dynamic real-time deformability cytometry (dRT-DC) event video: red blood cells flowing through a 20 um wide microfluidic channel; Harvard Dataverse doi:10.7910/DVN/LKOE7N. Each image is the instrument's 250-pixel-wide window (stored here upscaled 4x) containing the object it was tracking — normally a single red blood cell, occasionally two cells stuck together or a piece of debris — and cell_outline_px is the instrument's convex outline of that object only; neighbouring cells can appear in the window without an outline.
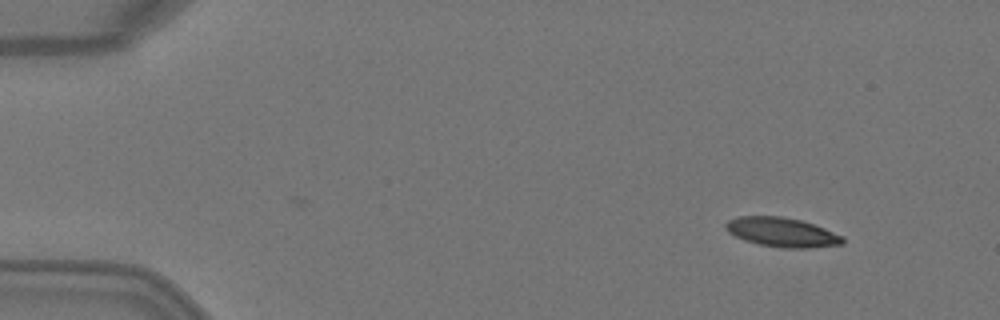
{"species": "Egyptian fruit bat (a non-hibernating species)", "species_latin": "Rousettus aegyptiacus", "temperature_condition": "warm", "stored_images_in_passage": 3, "camera_frame_rate_fps": 3000, "um_per_image_px": 0.085, "animal": {"sex": "female"}, "frame": {"image": 1, "passage_image": 3, "time_ms": 0.667, "image_size_px": [1000, 320], "cell_outline_px": [[844, 244], [808, 248], [784, 248], [760, 244], [744, 240], [728, 232], [724, 228], [724, 224], [728, 220], [740, 216], [780, 216], [800, 220], [824, 228], [844, 236]], "centroid_in_image_um": [66.46, 19.74], "position_along_channel_um": 18.5, "area_um2": 19.94}}